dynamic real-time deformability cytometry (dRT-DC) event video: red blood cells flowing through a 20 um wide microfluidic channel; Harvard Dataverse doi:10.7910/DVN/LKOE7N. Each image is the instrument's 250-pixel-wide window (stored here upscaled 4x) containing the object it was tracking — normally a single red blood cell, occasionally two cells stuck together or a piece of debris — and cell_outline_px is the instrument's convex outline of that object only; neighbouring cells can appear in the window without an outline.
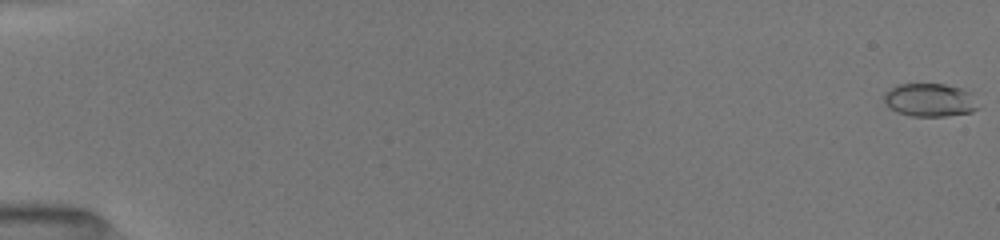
{"species": "common noctule bat (a hibernating species)", "species_latin": "Nyctalus noctula", "temperature_condition": "room temperature", "stored_images_in_passage": 81, "camera_frame_rate_fps": 3000, "um_per_image_px": 0.085, "animal": {"sex": "female", "body_mass_g": 19.5, "forearm_length_mm": 54.1}, "frame": {"image": 1, "passage_image": 1, "time_ms": 0.0, "image_size_px": [1000, 240], "cell_outline_px": [[980, 108], [972, 112], [944, 116], [912, 116], [896, 112], [884, 104], [884, 92], [888, 88], [896, 84], [944, 84], [960, 88], [972, 92]], "centroid_in_image_um": [79.02, 8.5], "position_along_channel_um": 6.0, "area_um2": 18.55}}
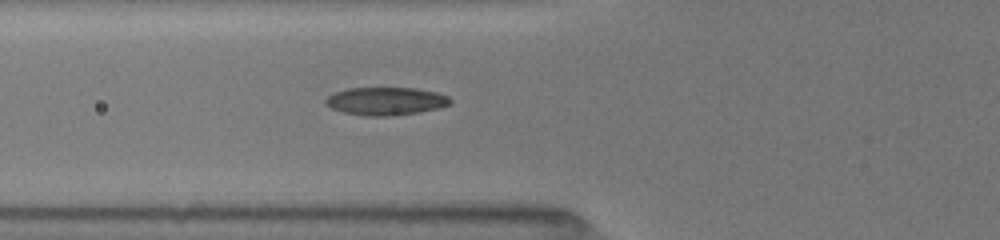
{"frame": {"image": 2, "passage_image": 38, "time_ms": 6.667, "image_size_px": [1000, 240], "cell_outline_px": [[452, 104], [440, 108], [420, 112], [392, 116], [364, 116], [344, 112], [332, 108], [324, 104], [324, 100], [328, 96], [336, 92], [348, 88], [416, 88], [436, 92], [448, 96], [452, 100]], "centroid_in_image_um": [32.82, 8.6], "position_along_channel_um": 93.0, "area_um2": 20.46}}
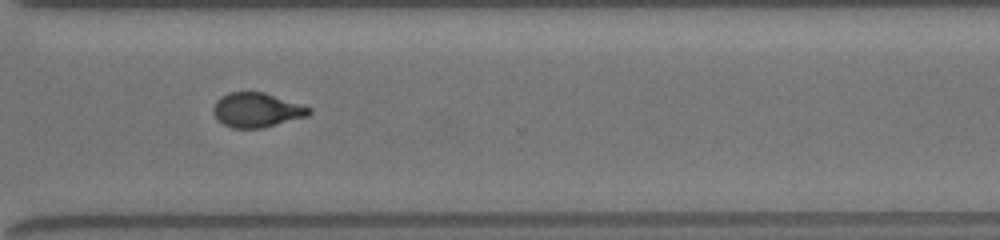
{"frame": {"image": 3, "passage_image": 80, "time_ms": 13.0, "image_size_px": [1000, 240], "cell_outline_px": [[312, 112], [308, 116], [264, 128], [232, 128], [224, 124], [212, 112], [212, 108], [216, 100], [220, 96], [228, 92], [264, 92], [312, 108]], "centroid_in_image_um": [21.82, 9.35], "position_along_channel_um": 348.8, "area_um2": 19.31}}